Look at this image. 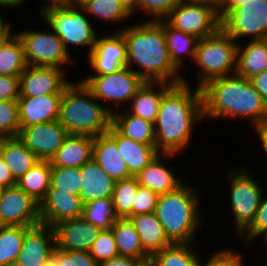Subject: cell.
I'll list each match as a JSON object with an SVG mask.
<instances>
[{
    "label": "cell",
    "instance_id": "58",
    "mask_svg": "<svg viewBox=\"0 0 267 266\" xmlns=\"http://www.w3.org/2000/svg\"><path fill=\"white\" fill-rule=\"evenodd\" d=\"M134 266H154V262L151 257H149L144 260H139Z\"/></svg>",
    "mask_w": 267,
    "mask_h": 266
},
{
    "label": "cell",
    "instance_id": "19",
    "mask_svg": "<svg viewBox=\"0 0 267 266\" xmlns=\"http://www.w3.org/2000/svg\"><path fill=\"white\" fill-rule=\"evenodd\" d=\"M53 229L56 248L68 251H89L102 230L82 217L63 220Z\"/></svg>",
    "mask_w": 267,
    "mask_h": 266
},
{
    "label": "cell",
    "instance_id": "49",
    "mask_svg": "<svg viewBox=\"0 0 267 266\" xmlns=\"http://www.w3.org/2000/svg\"><path fill=\"white\" fill-rule=\"evenodd\" d=\"M257 92L262 96L267 106V69L250 78Z\"/></svg>",
    "mask_w": 267,
    "mask_h": 266
},
{
    "label": "cell",
    "instance_id": "63",
    "mask_svg": "<svg viewBox=\"0 0 267 266\" xmlns=\"http://www.w3.org/2000/svg\"><path fill=\"white\" fill-rule=\"evenodd\" d=\"M4 192H5V188H3V187H0V203H1V201H2V198H3Z\"/></svg>",
    "mask_w": 267,
    "mask_h": 266
},
{
    "label": "cell",
    "instance_id": "60",
    "mask_svg": "<svg viewBox=\"0 0 267 266\" xmlns=\"http://www.w3.org/2000/svg\"><path fill=\"white\" fill-rule=\"evenodd\" d=\"M88 1L90 0H69V3L81 8Z\"/></svg>",
    "mask_w": 267,
    "mask_h": 266
},
{
    "label": "cell",
    "instance_id": "6",
    "mask_svg": "<svg viewBox=\"0 0 267 266\" xmlns=\"http://www.w3.org/2000/svg\"><path fill=\"white\" fill-rule=\"evenodd\" d=\"M237 42L223 29L199 40L194 61L200 69L198 88L236 72ZM234 66V67H233Z\"/></svg>",
    "mask_w": 267,
    "mask_h": 266
},
{
    "label": "cell",
    "instance_id": "43",
    "mask_svg": "<svg viewBox=\"0 0 267 266\" xmlns=\"http://www.w3.org/2000/svg\"><path fill=\"white\" fill-rule=\"evenodd\" d=\"M182 0H138L137 9H143L152 20L164 19ZM155 17V18H154Z\"/></svg>",
    "mask_w": 267,
    "mask_h": 266
},
{
    "label": "cell",
    "instance_id": "47",
    "mask_svg": "<svg viewBox=\"0 0 267 266\" xmlns=\"http://www.w3.org/2000/svg\"><path fill=\"white\" fill-rule=\"evenodd\" d=\"M19 77L0 75V101L19 98Z\"/></svg>",
    "mask_w": 267,
    "mask_h": 266
},
{
    "label": "cell",
    "instance_id": "28",
    "mask_svg": "<svg viewBox=\"0 0 267 266\" xmlns=\"http://www.w3.org/2000/svg\"><path fill=\"white\" fill-rule=\"evenodd\" d=\"M155 83L161 89L154 92ZM168 82H144V84L137 90L136 94L131 98L132 101V115L143 118L144 120L155 123L159 112V106L163 94L172 86Z\"/></svg>",
    "mask_w": 267,
    "mask_h": 266
},
{
    "label": "cell",
    "instance_id": "25",
    "mask_svg": "<svg viewBox=\"0 0 267 266\" xmlns=\"http://www.w3.org/2000/svg\"><path fill=\"white\" fill-rule=\"evenodd\" d=\"M127 219L138 232L143 250L149 257L172 245L155 213L131 215Z\"/></svg>",
    "mask_w": 267,
    "mask_h": 266
},
{
    "label": "cell",
    "instance_id": "31",
    "mask_svg": "<svg viewBox=\"0 0 267 266\" xmlns=\"http://www.w3.org/2000/svg\"><path fill=\"white\" fill-rule=\"evenodd\" d=\"M158 21L164 27L166 46L170 61L179 70L183 64V58L180 57L182 56L181 53L184 52V55L186 53L187 56H190L189 58L194 60L200 39L192 34L184 33L179 29L174 28L165 19H158Z\"/></svg>",
    "mask_w": 267,
    "mask_h": 266
},
{
    "label": "cell",
    "instance_id": "34",
    "mask_svg": "<svg viewBox=\"0 0 267 266\" xmlns=\"http://www.w3.org/2000/svg\"><path fill=\"white\" fill-rule=\"evenodd\" d=\"M27 66L20 37L11 35L0 45V75L19 77Z\"/></svg>",
    "mask_w": 267,
    "mask_h": 266
},
{
    "label": "cell",
    "instance_id": "23",
    "mask_svg": "<svg viewBox=\"0 0 267 266\" xmlns=\"http://www.w3.org/2000/svg\"><path fill=\"white\" fill-rule=\"evenodd\" d=\"M107 133L116 141L119 153L132 176H136L159 154L156 145H146L126 138L112 125Z\"/></svg>",
    "mask_w": 267,
    "mask_h": 266
},
{
    "label": "cell",
    "instance_id": "20",
    "mask_svg": "<svg viewBox=\"0 0 267 266\" xmlns=\"http://www.w3.org/2000/svg\"><path fill=\"white\" fill-rule=\"evenodd\" d=\"M63 94H47L40 97L19 96L20 127L56 121L59 118Z\"/></svg>",
    "mask_w": 267,
    "mask_h": 266
},
{
    "label": "cell",
    "instance_id": "64",
    "mask_svg": "<svg viewBox=\"0 0 267 266\" xmlns=\"http://www.w3.org/2000/svg\"><path fill=\"white\" fill-rule=\"evenodd\" d=\"M264 235H265V241H266V245H267V231L264 233Z\"/></svg>",
    "mask_w": 267,
    "mask_h": 266
},
{
    "label": "cell",
    "instance_id": "56",
    "mask_svg": "<svg viewBox=\"0 0 267 266\" xmlns=\"http://www.w3.org/2000/svg\"><path fill=\"white\" fill-rule=\"evenodd\" d=\"M125 8L132 14L137 10L138 0H120Z\"/></svg>",
    "mask_w": 267,
    "mask_h": 266
},
{
    "label": "cell",
    "instance_id": "48",
    "mask_svg": "<svg viewBox=\"0 0 267 266\" xmlns=\"http://www.w3.org/2000/svg\"><path fill=\"white\" fill-rule=\"evenodd\" d=\"M201 266H244L241 255L230 250L214 254L206 264Z\"/></svg>",
    "mask_w": 267,
    "mask_h": 266
},
{
    "label": "cell",
    "instance_id": "53",
    "mask_svg": "<svg viewBox=\"0 0 267 266\" xmlns=\"http://www.w3.org/2000/svg\"><path fill=\"white\" fill-rule=\"evenodd\" d=\"M255 130L258 133V136L260 138V142L263 146V149L265 151V154L267 156V121L255 125Z\"/></svg>",
    "mask_w": 267,
    "mask_h": 266
},
{
    "label": "cell",
    "instance_id": "61",
    "mask_svg": "<svg viewBox=\"0 0 267 266\" xmlns=\"http://www.w3.org/2000/svg\"><path fill=\"white\" fill-rule=\"evenodd\" d=\"M0 266H22V265H20L17 261H12V262H8L3 265H0Z\"/></svg>",
    "mask_w": 267,
    "mask_h": 266
},
{
    "label": "cell",
    "instance_id": "26",
    "mask_svg": "<svg viewBox=\"0 0 267 266\" xmlns=\"http://www.w3.org/2000/svg\"><path fill=\"white\" fill-rule=\"evenodd\" d=\"M174 154L159 153L142 171L135 177L138 184L154 191L158 196L174 191L182 181L175 177L169 168L163 165L161 160Z\"/></svg>",
    "mask_w": 267,
    "mask_h": 266
},
{
    "label": "cell",
    "instance_id": "4",
    "mask_svg": "<svg viewBox=\"0 0 267 266\" xmlns=\"http://www.w3.org/2000/svg\"><path fill=\"white\" fill-rule=\"evenodd\" d=\"M95 99L81 81L78 84L71 82L64 89L58 121L68 134L96 137L109 130L112 111L95 102Z\"/></svg>",
    "mask_w": 267,
    "mask_h": 266
},
{
    "label": "cell",
    "instance_id": "8",
    "mask_svg": "<svg viewBox=\"0 0 267 266\" xmlns=\"http://www.w3.org/2000/svg\"><path fill=\"white\" fill-rule=\"evenodd\" d=\"M221 28L234 40L242 36L262 40L267 35V0H249L240 6H225L220 12Z\"/></svg>",
    "mask_w": 267,
    "mask_h": 266
},
{
    "label": "cell",
    "instance_id": "40",
    "mask_svg": "<svg viewBox=\"0 0 267 266\" xmlns=\"http://www.w3.org/2000/svg\"><path fill=\"white\" fill-rule=\"evenodd\" d=\"M81 178L80 167H51L50 185L57 191L79 195Z\"/></svg>",
    "mask_w": 267,
    "mask_h": 266
},
{
    "label": "cell",
    "instance_id": "59",
    "mask_svg": "<svg viewBox=\"0 0 267 266\" xmlns=\"http://www.w3.org/2000/svg\"><path fill=\"white\" fill-rule=\"evenodd\" d=\"M247 2H249V0H227L225 6H240L244 5Z\"/></svg>",
    "mask_w": 267,
    "mask_h": 266
},
{
    "label": "cell",
    "instance_id": "50",
    "mask_svg": "<svg viewBox=\"0 0 267 266\" xmlns=\"http://www.w3.org/2000/svg\"><path fill=\"white\" fill-rule=\"evenodd\" d=\"M16 185L8 166L0 156V187L7 188Z\"/></svg>",
    "mask_w": 267,
    "mask_h": 266
},
{
    "label": "cell",
    "instance_id": "37",
    "mask_svg": "<svg viewBox=\"0 0 267 266\" xmlns=\"http://www.w3.org/2000/svg\"><path fill=\"white\" fill-rule=\"evenodd\" d=\"M81 217L100 229H111L118 219L112 199H95L83 205Z\"/></svg>",
    "mask_w": 267,
    "mask_h": 266
},
{
    "label": "cell",
    "instance_id": "55",
    "mask_svg": "<svg viewBox=\"0 0 267 266\" xmlns=\"http://www.w3.org/2000/svg\"><path fill=\"white\" fill-rule=\"evenodd\" d=\"M213 6L218 12H220L226 5L227 0H197Z\"/></svg>",
    "mask_w": 267,
    "mask_h": 266
},
{
    "label": "cell",
    "instance_id": "52",
    "mask_svg": "<svg viewBox=\"0 0 267 266\" xmlns=\"http://www.w3.org/2000/svg\"><path fill=\"white\" fill-rule=\"evenodd\" d=\"M43 266H63V250L55 247Z\"/></svg>",
    "mask_w": 267,
    "mask_h": 266
},
{
    "label": "cell",
    "instance_id": "15",
    "mask_svg": "<svg viewBox=\"0 0 267 266\" xmlns=\"http://www.w3.org/2000/svg\"><path fill=\"white\" fill-rule=\"evenodd\" d=\"M69 84L61 68L27 66L19 76V96L40 97L47 94H63Z\"/></svg>",
    "mask_w": 267,
    "mask_h": 266
},
{
    "label": "cell",
    "instance_id": "46",
    "mask_svg": "<svg viewBox=\"0 0 267 266\" xmlns=\"http://www.w3.org/2000/svg\"><path fill=\"white\" fill-rule=\"evenodd\" d=\"M63 266H99L89 251L63 250Z\"/></svg>",
    "mask_w": 267,
    "mask_h": 266
},
{
    "label": "cell",
    "instance_id": "45",
    "mask_svg": "<svg viewBox=\"0 0 267 266\" xmlns=\"http://www.w3.org/2000/svg\"><path fill=\"white\" fill-rule=\"evenodd\" d=\"M246 231V232H245ZM267 231V198L262 197L260 205L256 211L255 217L251 224L240 234V237L247 233L245 238L251 240L262 235Z\"/></svg>",
    "mask_w": 267,
    "mask_h": 266
},
{
    "label": "cell",
    "instance_id": "16",
    "mask_svg": "<svg viewBox=\"0 0 267 266\" xmlns=\"http://www.w3.org/2000/svg\"><path fill=\"white\" fill-rule=\"evenodd\" d=\"M89 62L97 75L112 74L127 67L126 43L118 31L115 35L96 38Z\"/></svg>",
    "mask_w": 267,
    "mask_h": 266
},
{
    "label": "cell",
    "instance_id": "44",
    "mask_svg": "<svg viewBox=\"0 0 267 266\" xmlns=\"http://www.w3.org/2000/svg\"><path fill=\"white\" fill-rule=\"evenodd\" d=\"M158 197L151 189L139 185L133 202V215L154 213Z\"/></svg>",
    "mask_w": 267,
    "mask_h": 266
},
{
    "label": "cell",
    "instance_id": "10",
    "mask_svg": "<svg viewBox=\"0 0 267 266\" xmlns=\"http://www.w3.org/2000/svg\"><path fill=\"white\" fill-rule=\"evenodd\" d=\"M96 100H110L115 103L131 100L144 84L141 76L130 67H124L112 74L93 75L81 80Z\"/></svg>",
    "mask_w": 267,
    "mask_h": 266
},
{
    "label": "cell",
    "instance_id": "13",
    "mask_svg": "<svg viewBox=\"0 0 267 266\" xmlns=\"http://www.w3.org/2000/svg\"><path fill=\"white\" fill-rule=\"evenodd\" d=\"M39 203L17 185L5 188L0 203V226L40 224Z\"/></svg>",
    "mask_w": 267,
    "mask_h": 266
},
{
    "label": "cell",
    "instance_id": "35",
    "mask_svg": "<svg viewBox=\"0 0 267 266\" xmlns=\"http://www.w3.org/2000/svg\"><path fill=\"white\" fill-rule=\"evenodd\" d=\"M138 186L139 184L135 176L116 181L112 202L118 219H127L133 215V202Z\"/></svg>",
    "mask_w": 267,
    "mask_h": 266
},
{
    "label": "cell",
    "instance_id": "57",
    "mask_svg": "<svg viewBox=\"0 0 267 266\" xmlns=\"http://www.w3.org/2000/svg\"><path fill=\"white\" fill-rule=\"evenodd\" d=\"M24 0H0V5L2 6H10V7H14V6H18L19 4H23Z\"/></svg>",
    "mask_w": 267,
    "mask_h": 266
},
{
    "label": "cell",
    "instance_id": "51",
    "mask_svg": "<svg viewBox=\"0 0 267 266\" xmlns=\"http://www.w3.org/2000/svg\"><path fill=\"white\" fill-rule=\"evenodd\" d=\"M138 261L139 260L131 257L118 255L110 260L101 262L99 266H134Z\"/></svg>",
    "mask_w": 267,
    "mask_h": 266
},
{
    "label": "cell",
    "instance_id": "30",
    "mask_svg": "<svg viewBox=\"0 0 267 266\" xmlns=\"http://www.w3.org/2000/svg\"><path fill=\"white\" fill-rule=\"evenodd\" d=\"M111 125L124 137L146 145H155L154 124L132 114L112 112Z\"/></svg>",
    "mask_w": 267,
    "mask_h": 266
},
{
    "label": "cell",
    "instance_id": "17",
    "mask_svg": "<svg viewBox=\"0 0 267 266\" xmlns=\"http://www.w3.org/2000/svg\"><path fill=\"white\" fill-rule=\"evenodd\" d=\"M55 247L53 227L42 223L37 224L26 230L16 261L22 266H43Z\"/></svg>",
    "mask_w": 267,
    "mask_h": 266
},
{
    "label": "cell",
    "instance_id": "11",
    "mask_svg": "<svg viewBox=\"0 0 267 266\" xmlns=\"http://www.w3.org/2000/svg\"><path fill=\"white\" fill-rule=\"evenodd\" d=\"M23 47L28 66H53L61 68L64 63H70V54L65 49L62 40L55 33L24 31L17 33Z\"/></svg>",
    "mask_w": 267,
    "mask_h": 266
},
{
    "label": "cell",
    "instance_id": "9",
    "mask_svg": "<svg viewBox=\"0 0 267 266\" xmlns=\"http://www.w3.org/2000/svg\"><path fill=\"white\" fill-rule=\"evenodd\" d=\"M182 0L164 19L174 28L199 39L212 35L221 27L219 12L197 0Z\"/></svg>",
    "mask_w": 267,
    "mask_h": 266
},
{
    "label": "cell",
    "instance_id": "38",
    "mask_svg": "<svg viewBox=\"0 0 267 266\" xmlns=\"http://www.w3.org/2000/svg\"><path fill=\"white\" fill-rule=\"evenodd\" d=\"M29 226H0V265L16 261Z\"/></svg>",
    "mask_w": 267,
    "mask_h": 266
},
{
    "label": "cell",
    "instance_id": "2",
    "mask_svg": "<svg viewBox=\"0 0 267 266\" xmlns=\"http://www.w3.org/2000/svg\"><path fill=\"white\" fill-rule=\"evenodd\" d=\"M126 43L127 67L131 63L139 65L141 70H133L145 82H167L172 85L183 83L177 76L178 69L170 61L165 31L158 20L152 18L140 25L126 27L119 31ZM143 68V69H142ZM175 75V76H174Z\"/></svg>",
    "mask_w": 267,
    "mask_h": 266
},
{
    "label": "cell",
    "instance_id": "32",
    "mask_svg": "<svg viewBox=\"0 0 267 266\" xmlns=\"http://www.w3.org/2000/svg\"><path fill=\"white\" fill-rule=\"evenodd\" d=\"M119 255L144 260L149 256L144 252L140 236L128 219H117L112 226Z\"/></svg>",
    "mask_w": 267,
    "mask_h": 266
},
{
    "label": "cell",
    "instance_id": "14",
    "mask_svg": "<svg viewBox=\"0 0 267 266\" xmlns=\"http://www.w3.org/2000/svg\"><path fill=\"white\" fill-rule=\"evenodd\" d=\"M68 135L67 130L56 120L21 127L18 138L39 160L51 161Z\"/></svg>",
    "mask_w": 267,
    "mask_h": 266
},
{
    "label": "cell",
    "instance_id": "21",
    "mask_svg": "<svg viewBox=\"0 0 267 266\" xmlns=\"http://www.w3.org/2000/svg\"><path fill=\"white\" fill-rule=\"evenodd\" d=\"M92 159L115 181L132 177L116 141L107 132L94 137Z\"/></svg>",
    "mask_w": 267,
    "mask_h": 266
},
{
    "label": "cell",
    "instance_id": "27",
    "mask_svg": "<svg viewBox=\"0 0 267 266\" xmlns=\"http://www.w3.org/2000/svg\"><path fill=\"white\" fill-rule=\"evenodd\" d=\"M0 156L8 166L15 181L19 180L40 161L18 137L0 139Z\"/></svg>",
    "mask_w": 267,
    "mask_h": 266
},
{
    "label": "cell",
    "instance_id": "54",
    "mask_svg": "<svg viewBox=\"0 0 267 266\" xmlns=\"http://www.w3.org/2000/svg\"><path fill=\"white\" fill-rule=\"evenodd\" d=\"M4 20L0 15V45L11 36L10 24L3 23Z\"/></svg>",
    "mask_w": 267,
    "mask_h": 266
},
{
    "label": "cell",
    "instance_id": "29",
    "mask_svg": "<svg viewBox=\"0 0 267 266\" xmlns=\"http://www.w3.org/2000/svg\"><path fill=\"white\" fill-rule=\"evenodd\" d=\"M266 69L267 44L264 39L251 40L243 50L237 45L236 74L250 79Z\"/></svg>",
    "mask_w": 267,
    "mask_h": 266
},
{
    "label": "cell",
    "instance_id": "12",
    "mask_svg": "<svg viewBox=\"0 0 267 266\" xmlns=\"http://www.w3.org/2000/svg\"><path fill=\"white\" fill-rule=\"evenodd\" d=\"M232 173V174H231ZM231 206L235 225L240 235L253 221L263 193L261 187L242 169V173L230 172Z\"/></svg>",
    "mask_w": 267,
    "mask_h": 266
},
{
    "label": "cell",
    "instance_id": "18",
    "mask_svg": "<svg viewBox=\"0 0 267 266\" xmlns=\"http://www.w3.org/2000/svg\"><path fill=\"white\" fill-rule=\"evenodd\" d=\"M83 205L79 195L57 191L50 185L45 198L39 204L41 223L53 227L63 220L79 218Z\"/></svg>",
    "mask_w": 267,
    "mask_h": 266
},
{
    "label": "cell",
    "instance_id": "65",
    "mask_svg": "<svg viewBox=\"0 0 267 266\" xmlns=\"http://www.w3.org/2000/svg\"><path fill=\"white\" fill-rule=\"evenodd\" d=\"M264 41L267 44V35L264 37Z\"/></svg>",
    "mask_w": 267,
    "mask_h": 266
},
{
    "label": "cell",
    "instance_id": "1",
    "mask_svg": "<svg viewBox=\"0 0 267 266\" xmlns=\"http://www.w3.org/2000/svg\"><path fill=\"white\" fill-rule=\"evenodd\" d=\"M190 90L183 81L172 85L163 94L154 123L155 145L159 153L175 154L185 150L192 126L204 118L201 89L197 87L195 93Z\"/></svg>",
    "mask_w": 267,
    "mask_h": 266
},
{
    "label": "cell",
    "instance_id": "22",
    "mask_svg": "<svg viewBox=\"0 0 267 266\" xmlns=\"http://www.w3.org/2000/svg\"><path fill=\"white\" fill-rule=\"evenodd\" d=\"M80 172L82 178L79 196L83 204L95 199H112L116 181L105 174L93 159L81 166Z\"/></svg>",
    "mask_w": 267,
    "mask_h": 266
},
{
    "label": "cell",
    "instance_id": "62",
    "mask_svg": "<svg viewBox=\"0 0 267 266\" xmlns=\"http://www.w3.org/2000/svg\"><path fill=\"white\" fill-rule=\"evenodd\" d=\"M50 2H52V3H68L69 0H51Z\"/></svg>",
    "mask_w": 267,
    "mask_h": 266
},
{
    "label": "cell",
    "instance_id": "41",
    "mask_svg": "<svg viewBox=\"0 0 267 266\" xmlns=\"http://www.w3.org/2000/svg\"><path fill=\"white\" fill-rule=\"evenodd\" d=\"M20 130L18 101H0V139L18 137Z\"/></svg>",
    "mask_w": 267,
    "mask_h": 266
},
{
    "label": "cell",
    "instance_id": "36",
    "mask_svg": "<svg viewBox=\"0 0 267 266\" xmlns=\"http://www.w3.org/2000/svg\"><path fill=\"white\" fill-rule=\"evenodd\" d=\"M191 244H172L151 256L154 266H201ZM190 249V250H189Z\"/></svg>",
    "mask_w": 267,
    "mask_h": 266
},
{
    "label": "cell",
    "instance_id": "42",
    "mask_svg": "<svg viewBox=\"0 0 267 266\" xmlns=\"http://www.w3.org/2000/svg\"><path fill=\"white\" fill-rule=\"evenodd\" d=\"M89 253L98 264L119 255L112 229H103L100 231Z\"/></svg>",
    "mask_w": 267,
    "mask_h": 266
},
{
    "label": "cell",
    "instance_id": "3",
    "mask_svg": "<svg viewBox=\"0 0 267 266\" xmlns=\"http://www.w3.org/2000/svg\"><path fill=\"white\" fill-rule=\"evenodd\" d=\"M202 86L203 116L247 117L255 126L267 121V106L251 80L236 73Z\"/></svg>",
    "mask_w": 267,
    "mask_h": 266
},
{
    "label": "cell",
    "instance_id": "7",
    "mask_svg": "<svg viewBox=\"0 0 267 266\" xmlns=\"http://www.w3.org/2000/svg\"><path fill=\"white\" fill-rule=\"evenodd\" d=\"M40 11L53 32L62 40L67 52L68 43L77 46L90 45L89 53L92 51L97 38L96 32L86 18V13H82V8L69 2L51 3L50 5H44Z\"/></svg>",
    "mask_w": 267,
    "mask_h": 266
},
{
    "label": "cell",
    "instance_id": "5",
    "mask_svg": "<svg viewBox=\"0 0 267 266\" xmlns=\"http://www.w3.org/2000/svg\"><path fill=\"white\" fill-rule=\"evenodd\" d=\"M197 193L184 183L174 191L160 195L155 215L172 244H191L199 225Z\"/></svg>",
    "mask_w": 267,
    "mask_h": 266
},
{
    "label": "cell",
    "instance_id": "33",
    "mask_svg": "<svg viewBox=\"0 0 267 266\" xmlns=\"http://www.w3.org/2000/svg\"><path fill=\"white\" fill-rule=\"evenodd\" d=\"M51 182V162L40 160L27 173H25L16 185L23 189L39 204L45 198Z\"/></svg>",
    "mask_w": 267,
    "mask_h": 266
},
{
    "label": "cell",
    "instance_id": "24",
    "mask_svg": "<svg viewBox=\"0 0 267 266\" xmlns=\"http://www.w3.org/2000/svg\"><path fill=\"white\" fill-rule=\"evenodd\" d=\"M94 137L69 134L51 159V167H81L92 159Z\"/></svg>",
    "mask_w": 267,
    "mask_h": 266
},
{
    "label": "cell",
    "instance_id": "39",
    "mask_svg": "<svg viewBox=\"0 0 267 266\" xmlns=\"http://www.w3.org/2000/svg\"><path fill=\"white\" fill-rule=\"evenodd\" d=\"M81 8L84 13L112 23L113 21L125 20L131 15L120 0H90Z\"/></svg>",
    "mask_w": 267,
    "mask_h": 266
}]
</instances>
